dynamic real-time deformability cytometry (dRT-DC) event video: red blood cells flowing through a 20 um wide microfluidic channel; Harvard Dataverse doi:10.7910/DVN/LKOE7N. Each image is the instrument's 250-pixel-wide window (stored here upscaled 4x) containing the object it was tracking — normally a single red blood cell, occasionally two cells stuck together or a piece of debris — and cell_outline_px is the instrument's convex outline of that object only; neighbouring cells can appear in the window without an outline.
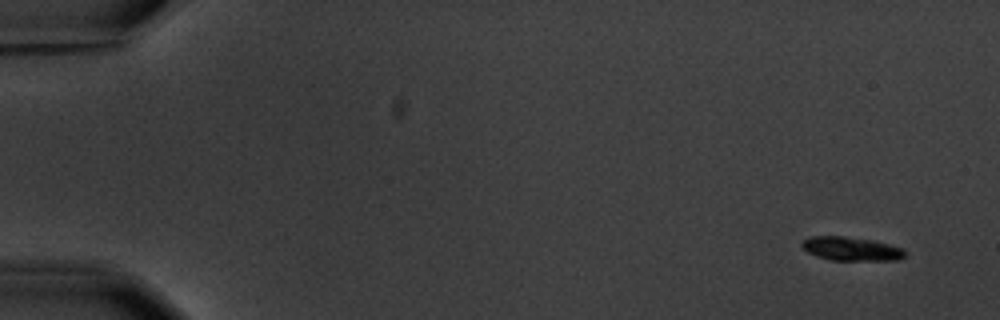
{"species": "common noctule bat (a hibernating species)", "species_latin": "Nyctalus noctula", "temperature_condition": "warm", "stored_images_in_passage": 5, "camera_frame_rate_fps": 3000, "um_per_image_px": 0.085, "animal": {"sex": "male", "body_mass_g": 20.1, "forearm_length_mm": 53.5}, "frame": {"image": 1, "passage_image": 1, "time_ms": 0.0, "image_size_px": [1000, 320], "cell_outline_px": [[908, 252], [904, 256], [896, 260], [832, 260], [816, 256], [808, 252], [800, 244], [808, 236], [844, 236], [872, 240], [904, 248]], "centroid_in_image_um": [72.36, 21.14], "position_along_channel_um": 12.6, "area_um2": 14.28}}
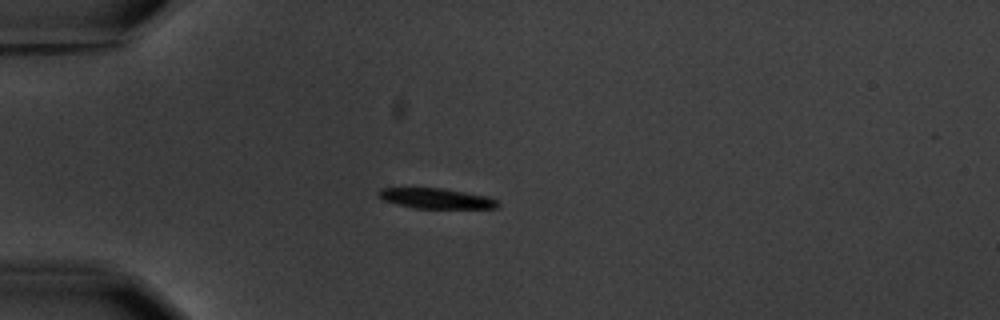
{"frame": {"image": 2, "passage_image": 5, "time_ms": 4.333, "image_size_px": [1000, 320], "cell_outline_px": [[500, 204], [496, 208], [412, 208], [396, 204], [384, 200], [376, 192], [380, 188], [440, 188], [488, 196], [496, 200]], "centroid_in_image_um": [37.06, 16.87], "position_along_channel_um": 47.9, "area_um2": 13.99}}